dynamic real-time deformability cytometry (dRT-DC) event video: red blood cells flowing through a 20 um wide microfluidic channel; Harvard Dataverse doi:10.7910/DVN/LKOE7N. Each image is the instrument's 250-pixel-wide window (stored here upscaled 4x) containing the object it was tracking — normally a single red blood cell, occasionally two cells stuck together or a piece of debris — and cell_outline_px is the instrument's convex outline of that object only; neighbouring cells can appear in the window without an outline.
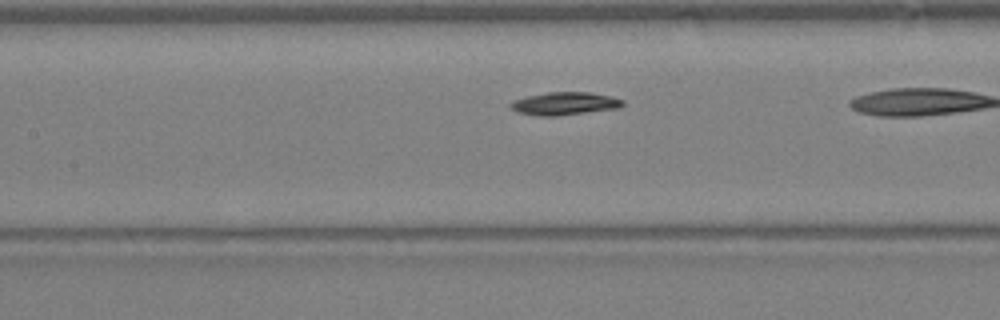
{"species": "Egyptian fruit bat (a non-hibernating species)", "species_latin": "Rousettus aegyptiacus", "temperature_condition": "warm", "stored_images_in_passage": 23, "camera_frame_rate_fps": 3000, "um_per_image_px": 0.085, "animal": {"sex": "female"}, "frame": {"image": 1, "passage_image": 10, "time_ms": 3.0, "image_size_px": [1000, 320], "cell_outline_px": [[624, 104], [620, 108], [556, 116], [540, 116], [520, 112], [512, 108], [508, 104], [516, 100], [528, 96], [548, 92], [592, 92], [624, 100]], "centroid_in_image_um": [48.04, 8.8], "position_along_channel_um": 159.4, "area_um2": 14.74}}